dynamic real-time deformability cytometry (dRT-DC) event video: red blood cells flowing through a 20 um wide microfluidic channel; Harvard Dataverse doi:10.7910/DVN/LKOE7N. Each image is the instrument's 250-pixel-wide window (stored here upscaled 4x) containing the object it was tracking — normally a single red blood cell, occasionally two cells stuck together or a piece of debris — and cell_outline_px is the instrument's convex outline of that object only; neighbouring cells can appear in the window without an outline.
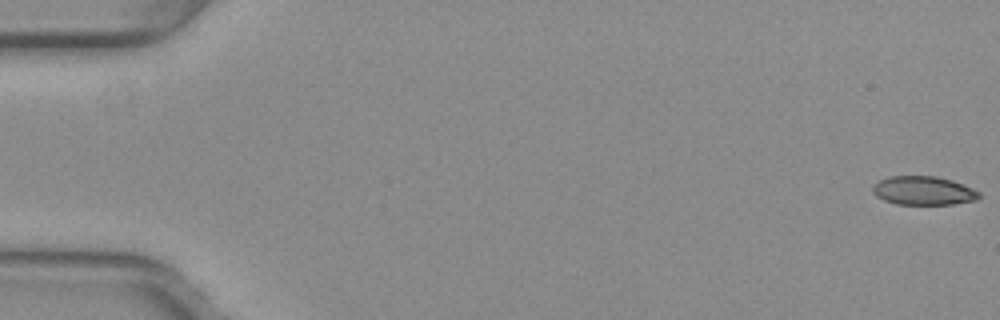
{"species": "common noctule bat (a hibernating species)", "species_latin": "Nyctalus noctula", "temperature_condition": "warm", "stored_images_in_passage": 53, "camera_frame_rate_fps": 3000, "um_per_image_px": 0.085, "animal": {"sex": "female", "body_mass_g": 29.2, "forearm_length_mm": 56.3}, "frame": {"image": 1, "passage_image": 1, "time_ms": 0.0, "image_size_px": [1000, 320], "cell_outline_px": [[980, 196], [976, 200], [952, 204], [896, 204], [884, 200], [876, 196], [872, 192], [872, 188], [880, 180], [888, 176], [936, 176], [952, 180], [972, 188], [980, 192]], "centroid_in_image_um": [78.49, 16.2], "position_along_channel_um": 6.5, "area_um2": 17.74}}
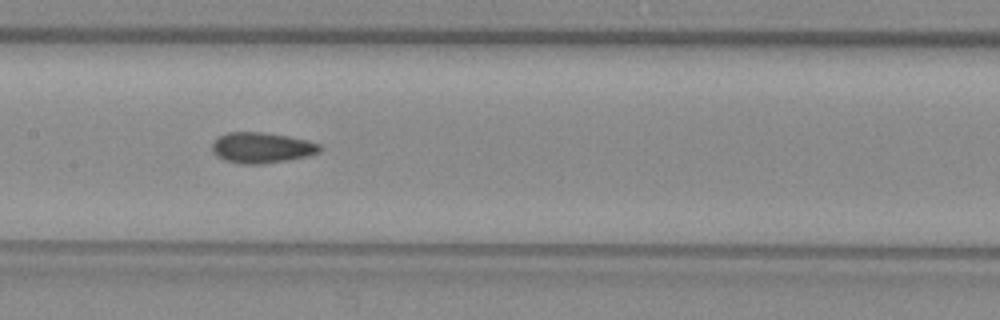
{"frame": {"image": 2, "passage_image": 27, "time_ms": 8.667, "image_size_px": [1000, 320], "cell_outline_px": [[324, 148], [320, 152], [308, 156], [260, 164], [244, 164], [224, 160], [216, 156], [212, 152], [212, 140], [216, 136], [228, 132], [264, 132], [288, 136], [308, 140], [320, 144]], "centroid_in_image_um": [22.22, 12.54], "position_along_channel_um": 185.2, "area_um2": 19.48}}
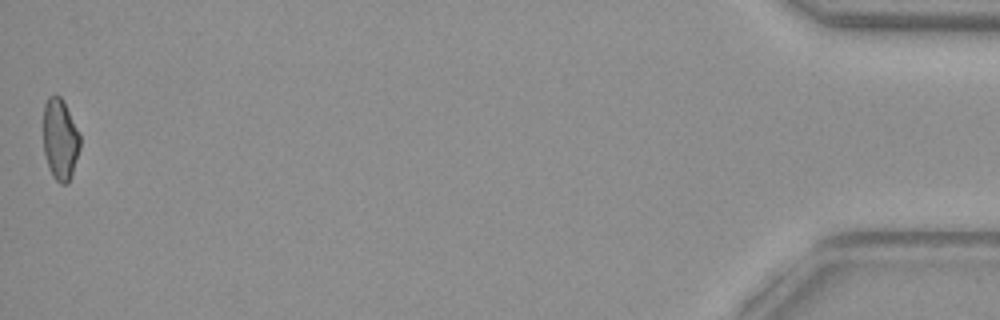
{"frame": {"image": 3, "passage_image": 53, "time_ms": 17.333, "image_size_px": [1000, 320], "cell_outline_px": [[80, 148], [72, 176], [68, 184], [60, 184], [52, 176], [48, 168], [44, 152], [44, 104], [48, 96], [60, 96], [64, 100], [80, 132]], "centroid_in_image_um": [5.13, 11.86], "position_along_channel_um": 430.1, "area_um2": 17.74}, "authors_computed_cell_mechanics": {"area_um2": 18.7272, "velocity_mm_per_s": 3.9814, "shape_relaxation_time_tau1_ms": null, "shape_relaxation_time_tau2_ms": 2.2063, "deformation_change_tau1": null, "deformation_change_tau2": 0.0608}}